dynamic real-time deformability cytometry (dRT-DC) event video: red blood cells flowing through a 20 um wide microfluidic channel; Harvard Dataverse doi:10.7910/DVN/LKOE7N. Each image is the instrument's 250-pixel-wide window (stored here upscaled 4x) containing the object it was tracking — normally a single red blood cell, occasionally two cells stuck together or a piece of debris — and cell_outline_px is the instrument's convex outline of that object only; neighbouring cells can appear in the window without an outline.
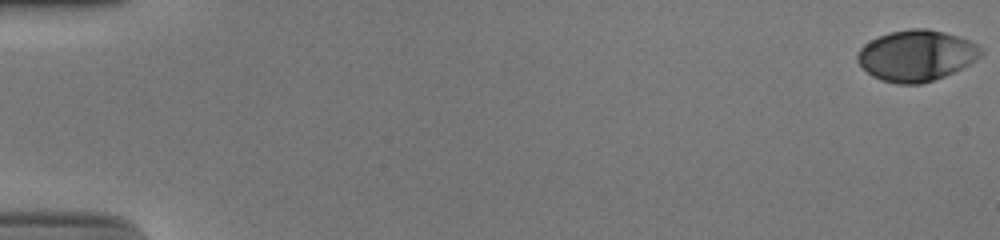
{"species": "human", "species_latin": "Homo sapiens", "temperature_condition": "cold", "stored_images_in_passage": 54, "camera_frame_rate_fps": 3000, "um_per_image_px": 0.085, "donor": {"sex": "male"}, "frame": {"image": 1, "passage_image": 1, "time_ms": 0.0, "image_size_px": [1000, 240], "cell_outline_px": [[984, 52], [976, 60], [944, 76], [920, 84], [896, 84], [880, 80], [872, 76], [856, 60], [856, 56], [860, 48], [864, 44], [888, 32], [912, 28], [924, 28], [944, 32], [968, 40], [984, 48]], "centroid_in_image_um": [77.88, 4.72], "position_along_channel_um": 7.1, "area_um2": 36.53}}
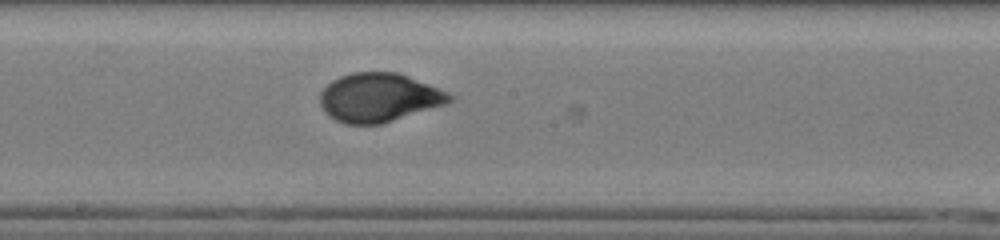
{"frame": {"image": 2, "passage_image": 31, "time_ms": 10.0, "image_size_px": [1000, 240], "cell_outline_px": [[456, 96], [448, 104], [384, 124], [344, 124], [336, 120], [324, 112], [320, 104], [320, 92], [332, 80], [340, 76], [352, 72], [396, 72], [408, 76], [448, 92]], "centroid_in_image_um": [32.23, 8.31], "position_along_channel_um": 216.0, "area_um2": 37.17}}
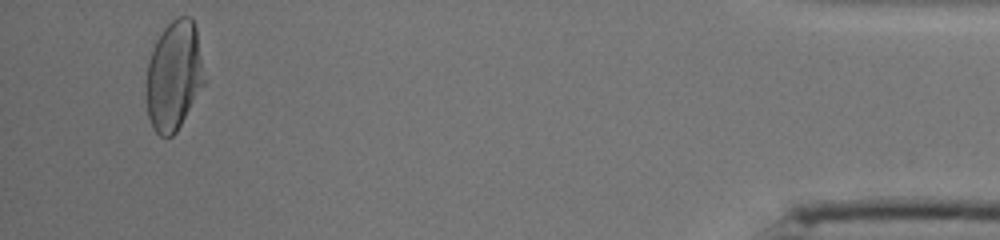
{"frame": {"image": 3, "passage_image": 52, "time_ms": 17.0, "image_size_px": [1000, 240], "cell_outline_px": [[204, 84], [176, 132], [172, 136], [160, 136], [152, 128], [148, 116], [144, 84], [148, 60], [152, 48], [156, 40], [164, 28], [176, 16], [188, 16], [192, 20], [196, 28], [204, 80]], "centroid_in_image_um": [14.73, 6.44], "position_along_channel_um": 420.5, "area_um2": 37.05}, "authors_computed_cell_mechanics": {"area_um2": 36.5007, "velocity_mm_per_s": 3.902, "shape_relaxation_time_tau1_ms": 3.9391, "shape_relaxation_time_tau2_ms": null, "deformation_change_tau1": 0.1708, "deformation_change_tau2": null}}